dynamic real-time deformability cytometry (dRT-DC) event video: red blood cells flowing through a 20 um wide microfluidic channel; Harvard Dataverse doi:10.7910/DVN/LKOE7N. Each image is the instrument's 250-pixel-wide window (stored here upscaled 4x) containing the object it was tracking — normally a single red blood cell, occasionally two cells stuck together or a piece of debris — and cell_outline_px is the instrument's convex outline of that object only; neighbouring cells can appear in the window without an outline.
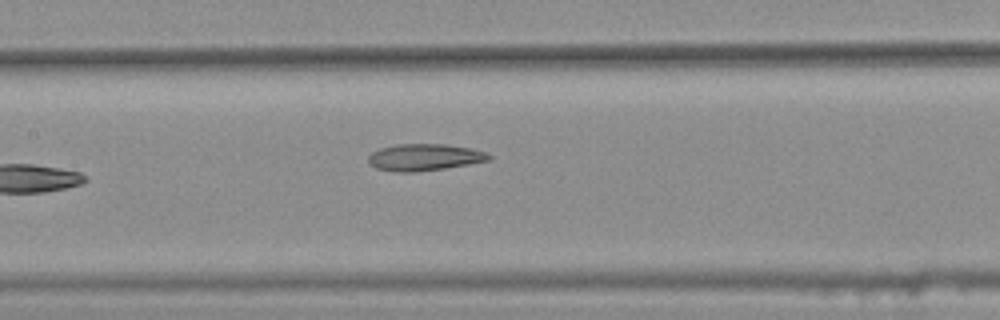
{"species": "common noctule bat (a hibernating species)", "species_latin": "Nyctalus noctula", "temperature_condition": "warm", "stored_images_in_passage": 7, "camera_frame_rate_fps": 3000, "um_per_image_px": 0.085, "animal": {"sex": "female", "body_mass_g": 25.1}, "frame": {"image": 1, "passage_image": 7, "time_ms": 2.0, "image_size_px": [1000, 320], "cell_outline_px": [[492, 156], [488, 160], [468, 164], [444, 168], [416, 172], [396, 172], [376, 168], [368, 160], [368, 156], [372, 152], [380, 148], [396, 144], [444, 144], [472, 148], [488, 152]], "centroid_in_image_um": [36.08, 13.36], "position_along_channel_um": 171.3, "area_um2": 18.79}}